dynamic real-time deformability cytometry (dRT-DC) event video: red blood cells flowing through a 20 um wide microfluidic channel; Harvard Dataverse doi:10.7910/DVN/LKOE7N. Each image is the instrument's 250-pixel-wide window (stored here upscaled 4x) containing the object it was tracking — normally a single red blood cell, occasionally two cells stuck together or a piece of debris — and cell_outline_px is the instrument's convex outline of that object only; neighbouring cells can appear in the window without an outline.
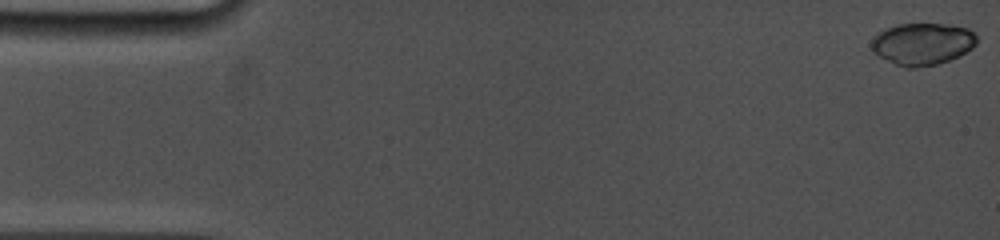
{"species": "common noctule bat (a hibernating species)", "species_latin": "Nyctalus noctula", "temperature_condition": "cold", "stored_images_in_passage": 22, "camera_frame_rate_fps": 5000, "um_per_image_px": 0.085, "animal": {"sex": "female", "body_mass_g": 19.0, "forearm_length_mm": 53.3}, "frame": {"image": 1, "passage_image": 1, "time_ms": 0.0, "image_size_px": [1000, 240], "cell_outline_px": [[976, 44], [972, 48], [960, 56], [936, 64], [916, 68], [904, 68], [872, 52], [872, 36], [896, 24], [948, 24], [968, 28], [976, 36]], "centroid_in_image_um": [78.41, 3.73], "position_along_channel_um": 6.6, "area_um2": 25.72}}
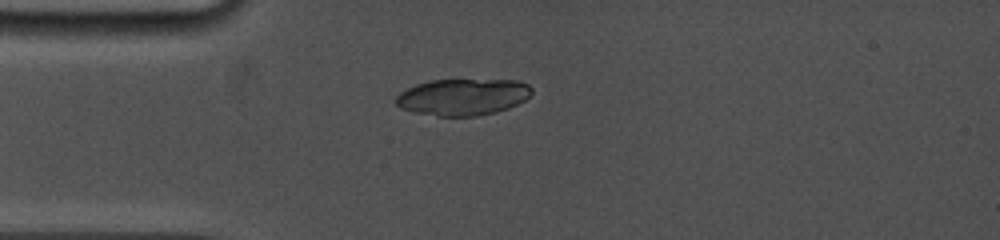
{"frame": {"image": 2, "passage_image": 19, "time_ms": 4.2, "image_size_px": [1000, 240], "cell_outline_px": [[532, 92], [524, 100], [508, 108], [496, 112], [476, 116], [436, 116], [416, 112], [400, 108], [396, 104], [396, 96], [400, 92], [416, 84], [432, 80], [516, 80], [528, 84], [532, 88]], "centroid_in_image_um": [39.33, 8.24], "position_along_channel_um": 45.7, "area_um2": 28.84}}